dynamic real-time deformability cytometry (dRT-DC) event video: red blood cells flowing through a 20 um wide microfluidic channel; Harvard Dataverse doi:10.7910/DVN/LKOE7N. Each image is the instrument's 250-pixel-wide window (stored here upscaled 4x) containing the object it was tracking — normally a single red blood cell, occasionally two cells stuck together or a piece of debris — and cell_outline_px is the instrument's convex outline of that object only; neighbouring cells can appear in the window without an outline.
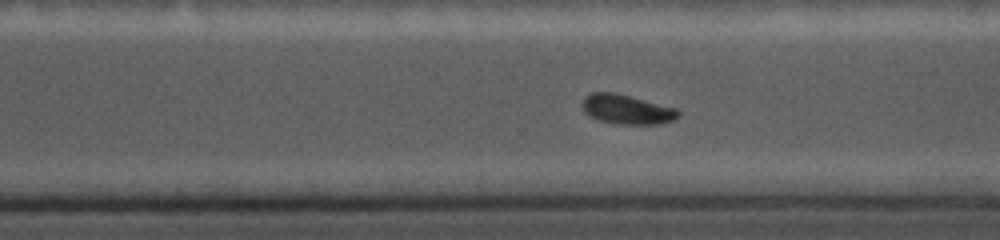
{"species": "common noctule bat (a hibernating species)", "species_latin": "Nyctalus noctula", "temperature_condition": "cold", "stored_images_in_passage": 51, "camera_frame_rate_fps": 5000, "um_per_image_px": 0.085, "animal": {"sex": "female", "body_mass_g": 19.0, "forearm_length_mm": 56.7}, "frame": {"image": 1, "passage_image": 38, "time_ms": 12.6, "image_size_px": [1000, 240], "cell_outline_px": [[680, 116], [676, 120], [660, 124], [616, 124], [600, 120], [588, 116], [584, 112], [580, 104], [584, 96], [592, 92], [616, 92], [676, 108], [680, 112]], "centroid_in_image_um": [53.26, 9.29], "position_along_channel_um": 317.3, "area_um2": 16.88}}
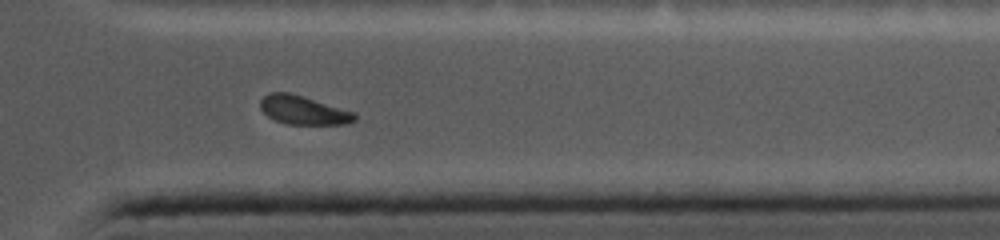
{"frame": {"image": 2, "passage_image": 45, "time_ms": 14.4, "image_size_px": [1000, 240], "cell_outline_px": [[356, 120], [348, 124], [284, 124], [268, 116], [260, 108], [260, 100], [264, 96], [272, 92], [288, 92], [356, 112]], "centroid_in_image_um": [25.8, 9.37], "position_along_channel_um": 385.6, "area_um2": 15.72}}
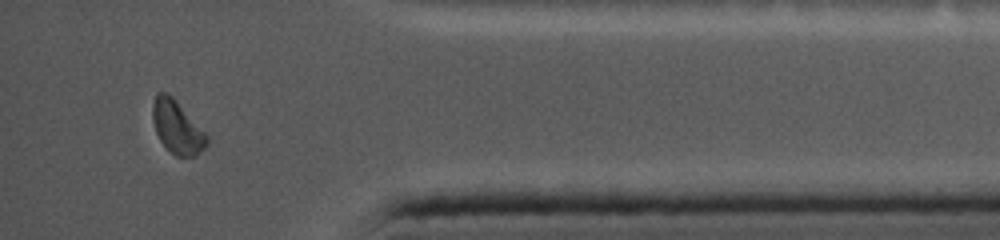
{"frame": {"image": 3, "passage_image": 49, "time_ms": 15.6, "image_size_px": [1000, 240], "cell_outline_px": [[208, 144], [196, 156], [176, 156], [160, 140], [156, 132], [152, 120], [152, 104], [156, 92], [164, 92], [172, 96], [208, 136]], "centroid_in_image_um": [15.04, 10.8], "position_along_channel_um": 420.2, "area_um2": 16.47}, "authors_computed_cell_mechanics": {"area_um2": 17.051, "velocity_mm_per_s": 3.7229, "shape_relaxation_time_tau1_ms": null, "shape_relaxation_time_tau2_ms": 9.54, "deformation_change_tau1": null, "deformation_change_tau2": 0.1151}}